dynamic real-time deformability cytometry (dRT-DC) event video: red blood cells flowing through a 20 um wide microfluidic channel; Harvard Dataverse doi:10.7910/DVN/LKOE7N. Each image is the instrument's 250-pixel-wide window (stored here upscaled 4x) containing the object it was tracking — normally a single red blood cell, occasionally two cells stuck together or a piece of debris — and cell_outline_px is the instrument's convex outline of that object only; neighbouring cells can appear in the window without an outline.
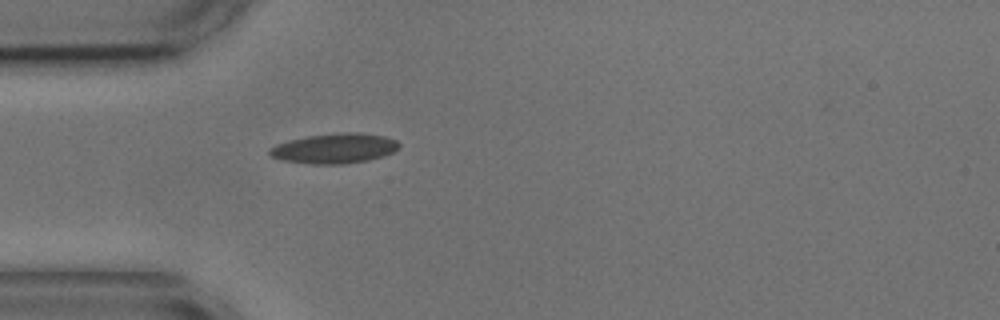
{"species": "common noctule bat (a hibernating species)", "species_latin": "Nyctalus noctula", "temperature_condition": "cold", "stored_images_in_passage": 1, "camera_frame_rate_fps": 3000, "um_per_image_px": 0.085, "animal": {"sex": "male", "body_mass_g": 17.9, "forearm_length_mm": 54.2}, "frame": {"image": 1, "passage_image": 1, "time_ms": 0.0, "image_size_px": [1000, 320], "cell_outline_px": [[400, 148], [384, 156], [368, 160], [344, 164], [312, 164], [280, 160], [272, 156], [268, 152], [268, 148], [276, 144], [288, 140], [308, 136], [344, 132], [360, 132], [384, 136], [396, 140], [400, 144]], "centroid_in_image_um": [28.43, 12.61], "position_along_channel_um": 56.6, "area_um2": 22.77}}